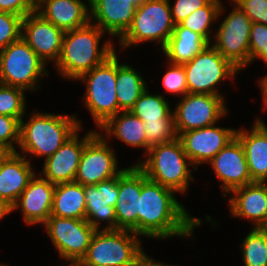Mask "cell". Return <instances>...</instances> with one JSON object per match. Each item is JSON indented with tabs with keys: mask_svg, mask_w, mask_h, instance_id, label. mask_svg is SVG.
<instances>
[{
	"mask_svg": "<svg viewBox=\"0 0 267 266\" xmlns=\"http://www.w3.org/2000/svg\"><path fill=\"white\" fill-rule=\"evenodd\" d=\"M66 266H75V265H74V264H71V263H70V264H68V263H67V265H66Z\"/></svg>",
	"mask_w": 267,
	"mask_h": 266,
	"instance_id": "cell-47",
	"label": "cell"
},
{
	"mask_svg": "<svg viewBox=\"0 0 267 266\" xmlns=\"http://www.w3.org/2000/svg\"><path fill=\"white\" fill-rule=\"evenodd\" d=\"M223 11L224 6L220 0H211L205 7L193 11L180 24L199 33L211 44L212 31L210 28H212V23L222 16Z\"/></svg>",
	"mask_w": 267,
	"mask_h": 266,
	"instance_id": "cell-30",
	"label": "cell"
},
{
	"mask_svg": "<svg viewBox=\"0 0 267 266\" xmlns=\"http://www.w3.org/2000/svg\"><path fill=\"white\" fill-rule=\"evenodd\" d=\"M35 175L30 159L11 152L0 163V199L12 207Z\"/></svg>",
	"mask_w": 267,
	"mask_h": 266,
	"instance_id": "cell-23",
	"label": "cell"
},
{
	"mask_svg": "<svg viewBox=\"0 0 267 266\" xmlns=\"http://www.w3.org/2000/svg\"><path fill=\"white\" fill-rule=\"evenodd\" d=\"M241 244L244 266H267V232L253 228Z\"/></svg>",
	"mask_w": 267,
	"mask_h": 266,
	"instance_id": "cell-32",
	"label": "cell"
},
{
	"mask_svg": "<svg viewBox=\"0 0 267 266\" xmlns=\"http://www.w3.org/2000/svg\"><path fill=\"white\" fill-rule=\"evenodd\" d=\"M64 31L44 19L36 11L22 20L21 37L45 62L58 61Z\"/></svg>",
	"mask_w": 267,
	"mask_h": 266,
	"instance_id": "cell-18",
	"label": "cell"
},
{
	"mask_svg": "<svg viewBox=\"0 0 267 266\" xmlns=\"http://www.w3.org/2000/svg\"><path fill=\"white\" fill-rule=\"evenodd\" d=\"M138 237L130 230H96L86 255L73 264L131 266L143 250Z\"/></svg>",
	"mask_w": 267,
	"mask_h": 266,
	"instance_id": "cell-8",
	"label": "cell"
},
{
	"mask_svg": "<svg viewBox=\"0 0 267 266\" xmlns=\"http://www.w3.org/2000/svg\"><path fill=\"white\" fill-rule=\"evenodd\" d=\"M55 184L35 175L23 190L11 211L21 209L27 225L44 224L51 216Z\"/></svg>",
	"mask_w": 267,
	"mask_h": 266,
	"instance_id": "cell-21",
	"label": "cell"
},
{
	"mask_svg": "<svg viewBox=\"0 0 267 266\" xmlns=\"http://www.w3.org/2000/svg\"><path fill=\"white\" fill-rule=\"evenodd\" d=\"M146 0H90V21L119 39L131 26L135 11ZM95 19V20H94Z\"/></svg>",
	"mask_w": 267,
	"mask_h": 266,
	"instance_id": "cell-19",
	"label": "cell"
},
{
	"mask_svg": "<svg viewBox=\"0 0 267 266\" xmlns=\"http://www.w3.org/2000/svg\"><path fill=\"white\" fill-rule=\"evenodd\" d=\"M11 153V151L0 143V163Z\"/></svg>",
	"mask_w": 267,
	"mask_h": 266,
	"instance_id": "cell-45",
	"label": "cell"
},
{
	"mask_svg": "<svg viewBox=\"0 0 267 266\" xmlns=\"http://www.w3.org/2000/svg\"><path fill=\"white\" fill-rule=\"evenodd\" d=\"M102 133L97 132L82 152L75 182L83 186L96 185L118 176L124 170L117 168V156Z\"/></svg>",
	"mask_w": 267,
	"mask_h": 266,
	"instance_id": "cell-13",
	"label": "cell"
},
{
	"mask_svg": "<svg viewBox=\"0 0 267 266\" xmlns=\"http://www.w3.org/2000/svg\"><path fill=\"white\" fill-rule=\"evenodd\" d=\"M11 211V207L0 199V219H3L5 215H8Z\"/></svg>",
	"mask_w": 267,
	"mask_h": 266,
	"instance_id": "cell-44",
	"label": "cell"
},
{
	"mask_svg": "<svg viewBox=\"0 0 267 266\" xmlns=\"http://www.w3.org/2000/svg\"><path fill=\"white\" fill-rule=\"evenodd\" d=\"M77 80L86 84L83 100L96 127L100 128L121 111L116 97V51Z\"/></svg>",
	"mask_w": 267,
	"mask_h": 266,
	"instance_id": "cell-5",
	"label": "cell"
},
{
	"mask_svg": "<svg viewBox=\"0 0 267 266\" xmlns=\"http://www.w3.org/2000/svg\"><path fill=\"white\" fill-rule=\"evenodd\" d=\"M87 222L96 230H117L115 209L119 193V175L96 185L84 186Z\"/></svg>",
	"mask_w": 267,
	"mask_h": 266,
	"instance_id": "cell-17",
	"label": "cell"
},
{
	"mask_svg": "<svg viewBox=\"0 0 267 266\" xmlns=\"http://www.w3.org/2000/svg\"><path fill=\"white\" fill-rule=\"evenodd\" d=\"M28 121H20L19 151L28 155L52 156L81 127L76 115L33 111Z\"/></svg>",
	"mask_w": 267,
	"mask_h": 266,
	"instance_id": "cell-3",
	"label": "cell"
},
{
	"mask_svg": "<svg viewBox=\"0 0 267 266\" xmlns=\"http://www.w3.org/2000/svg\"><path fill=\"white\" fill-rule=\"evenodd\" d=\"M236 137L242 143L253 182H267V125L256 118L251 130L240 128Z\"/></svg>",
	"mask_w": 267,
	"mask_h": 266,
	"instance_id": "cell-25",
	"label": "cell"
},
{
	"mask_svg": "<svg viewBox=\"0 0 267 266\" xmlns=\"http://www.w3.org/2000/svg\"><path fill=\"white\" fill-rule=\"evenodd\" d=\"M189 93L223 96L217 89L225 79H232L240 71L225 59L211 44L191 61L183 64Z\"/></svg>",
	"mask_w": 267,
	"mask_h": 266,
	"instance_id": "cell-9",
	"label": "cell"
},
{
	"mask_svg": "<svg viewBox=\"0 0 267 266\" xmlns=\"http://www.w3.org/2000/svg\"><path fill=\"white\" fill-rule=\"evenodd\" d=\"M37 0H0V11L21 17L36 11Z\"/></svg>",
	"mask_w": 267,
	"mask_h": 266,
	"instance_id": "cell-41",
	"label": "cell"
},
{
	"mask_svg": "<svg viewBox=\"0 0 267 266\" xmlns=\"http://www.w3.org/2000/svg\"><path fill=\"white\" fill-rule=\"evenodd\" d=\"M175 191L149 180L142 171L139 198L138 235L152 239L194 237V228L202 225L175 198Z\"/></svg>",
	"mask_w": 267,
	"mask_h": 266,
	"instance_id": "cell-1",
	"label": "cell"
},
{
	"mask_svg": "<svg viewBox=\"0 0 267 266\" xmlns=\"http://www.w3.org/2000/svg\"><path fill=\"white\" fill-rule=\"evenodd\" d=\"M250 63L256 59H262L267 66V26L260 23H252L249 35Z\"/></svg>",
	"mask_w": 267,
	"mask_h": 266,
	"instance_id": "cell-37",
	"label": "cell"
},
{
	"mask_svg": "<svg viewBox=\"0 0 267 266\" xmlns=\"http://www.w3.org/2000/svg\"><path fill=\"white\" fill-rule=\"evenodd\" d=\"M0 266H9V265H7V264H0Z\"/></svg>",
	"mask_w": 267,
	"mask_h": 266,
	"instance_id": "cell-48",
	"label": "cell"
},
{
	"mask_svg": "<svg viewBox=\"0 0 267 266\" xmlns=\"http://www.w3.org/2000/svg\"><path fill=\"white\" fill-rule=\"evenodd\" d=\"M228 200L230 214L233 217L245 218L253 228H264L267 225V183L252 182L231 192Z\"/></svg>",
	"mask_w": 267,
	"mask_h": 266,
	"instance_id": "cell-22",
	"label": "cell"
},
{
	"mask_svg": "<svg viewBox=\"0 0 267 266\" xmlns=\"http://www.w3.org/2000/svg\"><path fill=\"white\" fill-rule=\"evenodd\" d=\"M147 138V153L149 149L161 143H167L178 137L174 118H159L158 120H144Z\"/></svg>",
	"mask_w": 267,
	"mask_h": 266,
	"instance_id": "cell-34",
	"label": "cell"
},
{
	"mask_svg": "<svg viewBox=\"0 0 267 266\" xmlns=\"http://www.w3.org/2000/svg\"><path fill=\"white\" fill-rule=\"evenodd\" d=\"M43 225L59 256L71 264L86 255L96 232L86 219L50 216Z\"/></svg>",
	"mask_w": 267,
	"mask_h": 266,
	"instance_id": "cell-11",
	"label": "cell"
},
{
	"mask_svg": "<svg viewBox=\"0 0 267 266\" xmlns=\"http://www.w3.org/2000/svg\"><path fill=\"white\" fill-rule=\"evenodd\" d=\"M25 90L19 87L0 84V114L21 121L26 112Z\"/></svg>",
	"mask_w": 267,
	"mask_h": 266,
	"instance_id": "cell-33",
	"label": "cell"
},
{
	"mask_svg": "<svg viewBox=\"0 0 267 266\" xmlns=\"http://www.w3.org/2000/svg\"><path fill=\"white\" fill-rule=\"evenodd\" d=\"M46 66L21 37L0 51V84L35 91L42 76L49 75Z\"/></svg>",
	"mask_w": 267,
	"mask_h": 266,
	"instance_id": "cell-7",
	"label": "cell"
},
{
	"mask_svg": "<svg viewBox=\"0 0 267 266\" xmlns=\"http://www.w3.org/2000/svg\"><path fill=\"white\" fill-rule=\"evenodd\" d=\"M22 20L19 15L0 11V51L21 38Z\"/></svg>",
	"mask_w": 267,
	"mask_h": 266,
	"instance_id": "cell-35",
	"label": "cell"
},
{
	"mask_svg": "<svg viewBox=\"0 0 267 266\" xmlns=\"http://www.w3.org/2000/svg\"><path fill=\"white\" fill-rule=\"evenodd\" d=\"M105 34L94 22L74 30L65 31L61 52L55 66L59 74L66 78L78 79L82 74L103 63L115 52L113 41L107 40L99 49Z\"/></svg>",
	"mask_w": 267,
	"mask_h": 266,
	"instance_id": "cell-2",
	"label": "cell"
},
{
	"mask_svg": "<svg viewBox=\"0 0 267 266\" xmlns=\"http://www.w3.org/2000/svg\"><path fill=\"white\" fill-rule=\"evenodd\" d=\"M51 216L85 219L84 186L75 181L55 184Z\"/></svg>",
	"mask_w": 267,
	"mask_h": 266,
	"instance_id": "cell-28",
	"label": "cell"
},
{
	"mask_svg": "<svg viewBox=\"0 0 267 266\" xmlns=\"http://www.w3.org/2000/svg\"><path fill=\"white\" fill-rule=\"evenodd\" d=\"M234 9L223 19L211 44L225 59L242 69L250 63L249 35L252 22L233 1Z\"/></svg>",
	"mask_w": 267,
	"mask_h": 266,
	"instance_id": "cell-10",
	"label": "cell"
},
{
	"mask_svg": "<svg viewBox=\"0 0 267 266\" xmlns=\"http://www.w3.org/2000/svg\"><path fill=\"white\" fill-rule=\"evenodd\" d=\"M75 266H99L94 264H74Z\"/></svg>",
	"mask_w": 267,
	"mask_h": 266,
	"instance_id": "cell-46",
	"label": "cell"
},
{
	"mask_svg": "<svg viewBox=\"0 0 267 266\" xmlns=\"http://www.w3.org/2000/svg\"><path fill=\"white\" fill-rule=\"evenodd\" d=\"M120 115V116H119ZM105 137H115L130 147H141L147 154V138L144 122L131 111H120L100 127Z\"/></svg>",
	"mask_w": 267,
	"mask_h": 266,
	"instance_id": "cell-27",
	"label": "cell"
},
{
	"mask_svg": "<svg viewBox=\"0 0 267 266\" xmlns=\"http://www.w3.org/2000/svg\"><path fill=\"white\" fill-rule=\"evenodd\" d=\"M169 0H146L136 8L131 26L119 39L121 49L143 42L161 43L163 49L173 33Z\"/></svg>",
	"mask_w": 267,
	"mask_h": 266,
	"instance_id": "cell-6",
	"label": "cell"
},
{
	"mask_svg": "<svg viewBox=\"0 0 267 266\" xmlns=\"http://www.w3.org/2000/svg\"><path fill=\"white\" fill-rule=\"evenodd\" d=\"M225 104L218 95L188 93L181 97L173 110L177 135L217 123L228 113Z\"/></svg>",
	"mask_w": 267,
	"mask_h": 266,
	"instance_id": "cell-12",
	"label": "cell"
},
{
	"mask_svg": "<svg viewBox=\"0 0 267 266\" xmlns=\"http://www.w3.org/2000/svg\"><path fill=\"white\" fill-rule=\"evenodd\" d=\"M209 44L199 33L193 32L181 24H177L162 52L167 57L168 62L184 64L191 61Z\"/></svg>",
	"mask_w": 267,
	"mask_h": 266,
	"instance_id": "cell-26",
	"label": "cell"
},
{
	"mask_svg": "<svg viewBox=\"0 0 267 266\" xmlns=\"http://www.w3.org/2000/svg\"><path fill=\"white\" fill-rule=\"evenodd\" d=\"M211 0H175L170 4L172 20L175 25L180 24L193 11L205 7Z\"/></svg>",
	"mask_w": 267,
	"mask_h": 266,
	"instance_id": "cell-40",
	"label": "cell"
},
{
	"mask_svg": "<svg viewBox=\"0 0 267 266\" xmlns=\"http://www.w3.org/2000/svg\"><path fill=\"white\" fill-rule=\"evenodd\" d=\"M147 89L144 78L130 65L120 64L116 53V97L121 111H130Z\"/></svg>",
	"mask_w": 267,
	"mask_h": 266,
	"instance_id": "cell-29",
	"label": "cell"
},
{
	"mask_svg": "<svg viewBox=\"0 0 267 266\" xmlns=\"http://www.w3.org/2000/svg\"><path fill=\"white\" fill-rule=\"evenodd\" d=\"M209 164L221 181L222 196L239 187L252 183L242 143L234 137Z\"/></svg>",
	"mask_w": 267,
	"mask_h": 266,
	"instance_id": "cell-15",
	"label": "cell"
},
{
	"mask_svg": "<svg viewBox=\"0 0 267 266\" xmlns=\"http://www.w3.org/2000/svg\"><path fill=\"white\" fill-rule=\"evenodd\" d=\"M130 111L142 121H153L159 118H174L168 100L160 94H150L148 89L142 93Z\"/></svg>",
	"mask_w": 267,
	"mask_h": 266,
	"instance_id": "cell-31",
	"label": "cell"
},
{
	"mask_svg": "<svg viewBox=\"0 0 267 266\" xmlns=\"http://www.w3.org/2000/svg\"><path fill=\"white\" fill-rule=\"evenodd\" d=\"M69 138L52 156L44 160L39 174L50 183L59 184L74 182L85 144L97 133L90 131L81 139L79 131Z\"/></svg>",
	"mask_w": 267,
	"mask_h": 266,
	"instance_id": "cell-16",
	"label": "cell"
},
{
	"mask_svg": "<svg viewBox=\"0 0 267 266\" xmlns=\"http://www.w3.org/2000/svg\"><path fill=\"white\" fill-rule=\"evenodd\" d=\"M131 266H175L160 263L159 261L150 258L147 254L142 250V252L135 258L134 262Z\"/></svg>",
	"mask_w": 267,
	"mask_h": 266,
	"instance_id": "cell-42",
	"label": "cell"
},
{
	"mask_svg": "<svg viewBox=\"0 0 267 266\" xmlns=\"http://www.w3.org/2000/svg\"><path fill=\"white\" fill-rule=\"evenodd\" d=\"M217 123L182 132L180 139L183 149L195 170L197 165L209 163L234 137L236 129L216 126Z\"/></svg>",
	"mask_w": 267,
	"mask_h": 266,
	"instance_id": "cell-14",
	"label": "cell"
},
{
	"mask_svg": "<svg viewBox=\"0 0 267 266\" xmlns=\"http://www.w3.org/2000/svg\"><path fill=\"white\" fill-rule=\"evenodd\" d=\"M249 17L252 23L267 26V0H232Z\"/></svg>",
	"mask_w": 267,
	"mask_h": 266,
	"instance_id": "cell-39",
	"label": "cell"
},
{
	"mask_svg": "<svg viewBox=\"0 0 267 266\" xmlns=\"http://www.w3.org/2000/svg\"><path fill=\"white\" fill-rule=\"evenodd\" d=\"M259 85L261 88V93L263 95V108L264 110L267 108V74L262 76L259 80Z\"/></svg>",
	"mask_w": 267,
	"mask_h": 266,
	"instance_id": "cell-43",
	"label": "cell"
},
{
	"mask_svg": "<svg viewBox=\"0 0 267 266\" xmlns=\"http://www.w3.org/2000/svg\"><path fill=\"white\" fill-rule=\"evenodd\" d=\"M168 70L163 75L162 84L164 90L170 94L181 95L189 93L186 82V73L183 64L168 62Z\"/></svg>",
	"mask_w": 267,
	"mask_h": 266,
	"instance_id": "cell-36",
	"label": "cell"
},
{
	"mask_svg": "<svg viewBox=\"0 0 267 266\" xmlns=\"http://www.w3.org/2000/svg\"><path fill=\"white\" fill-rule=\"evenodd\" d=\"M0 143L11 152H17L14 145L20 143V121L17 118L0 114Z\"/></svg>",
	"mask_w": 267,
	"mask_h": 266,
	"instance_id": "cell-38",
	"label": "cell"
},
{
	"mask_svg": "<svg viewBox=\"0 0 267 266\" xmlns=\"http://www.w3.org/2000/svg\"><path fill=\"white\" fill-rule=\"evenodd\" d=\"M146 160H140L136 165L146 177L177 193H184L193 182L190 159L183 149L180 139L161 143L151 147L145 155Z\"/></svg>",
	"mask_w": 267,
	"mask_h": 266,
	"instance_id": "cell-4",
	"label": "cell"
},
{
	"mask_svg": "<svg viewBox=\"0 0 267 266\" xmlns=\"http://www.w3.org/2000/svg\"><path fill=\"white\" fill-rule=\"evenodd\" d=\"M142 170L135 164L119 174V193L115 209L117 230H130L138 235L139 198Z\"/></svg>",
	"mask_w": 267,
	"mask_h": 266,
	"instance_id": "cell-20",
	"label": "cell"
},
{
	"mask_svg": "<svg viewBox=\"0 0 267 266\" xmlns=\"http://www.w3.org/2000/svg\"><path fill=\"white\" fill-rule=\"evenodd\" d=\"M36 12L65 32L90 22V0H37Z\"/></svg>",
	"mask_w": 267,
	"mask_h": 266,
	"instance_id": "cell-24",
	"label": "cell"
}]
</instances>
